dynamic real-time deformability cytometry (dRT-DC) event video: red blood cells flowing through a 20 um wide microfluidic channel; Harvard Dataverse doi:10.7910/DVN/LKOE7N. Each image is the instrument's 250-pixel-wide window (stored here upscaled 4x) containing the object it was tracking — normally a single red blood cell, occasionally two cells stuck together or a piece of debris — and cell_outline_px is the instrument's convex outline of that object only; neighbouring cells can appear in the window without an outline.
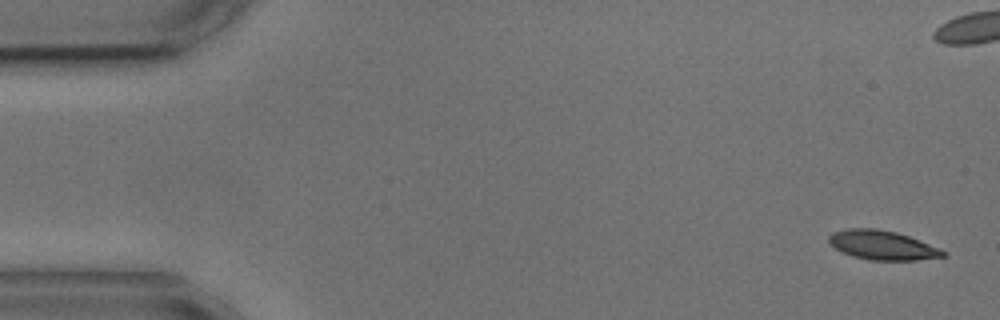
{"species": "common noctule bat (a hibernating species)", "species_latin": "Nyctalus noctula", "temperature_condition": "cold", "stored_images_in_passage": 5, "camera_frame_rate_fps": 3000, "um_per_image_px": 0.085, "animal": {"sex": "male", "body_mass_g": 17.9, "forearm_length_mm": 54.2}, "frame": {"image": 1, "passage_image": 1, "time_ms": 0.0, "image_size_px": [1000, 320], "cell_outline_px": [[948, 256], [916, 260], [872, 260], [852, 256], [836, 248], [828, 240], [828, 236], [832, 232], [848, 228], [876, 228], [896, 232], [908, 236], [940, 248], [948, 252]], "centroid_in_image_um": [75.03, 20.83], "position_along_channel_um": 10.0, "area_um2": 19.42}}